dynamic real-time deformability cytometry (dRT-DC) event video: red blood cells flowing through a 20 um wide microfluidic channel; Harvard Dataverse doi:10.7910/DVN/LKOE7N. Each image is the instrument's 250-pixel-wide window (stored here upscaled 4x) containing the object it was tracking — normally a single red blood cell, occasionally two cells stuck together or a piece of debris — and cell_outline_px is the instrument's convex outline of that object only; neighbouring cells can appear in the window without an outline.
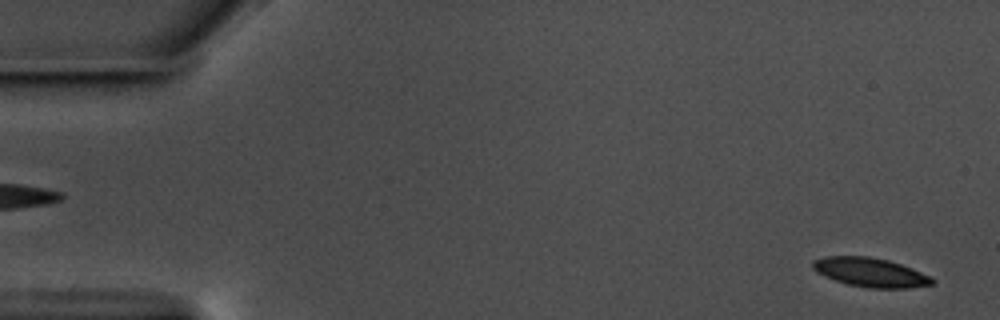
{"species": "common noctule bat (a hibernating species)", "species_latin": "Nyctalus noctula", "temperature_condition": "warm", "stored_images_in_passage": 57, "camera_frame_rate_fps": 3000, "um_per_image_px": 0.085, "animal": {"sex": "male", "body_mass_g": 17.5, "forearm_length_mm": 52.3}, "frame": {"image": 1, "passage_image": 2, "time_ms": 0.333, "image_size_px": [1000, 320], "cell_outline_px": [[936, 284], [908, 288], [868, 288], [848, 284], [824, 276], [816, 272], [812, 268], [812, 260], [824, 256], [868, 256], [888, 260], [912, 268], [932, 276], [936, 280]], "centroid_in_image_um": [74.01, 23.15], "position_along_channel_um": 11.0, "area_um2": 20.46}}
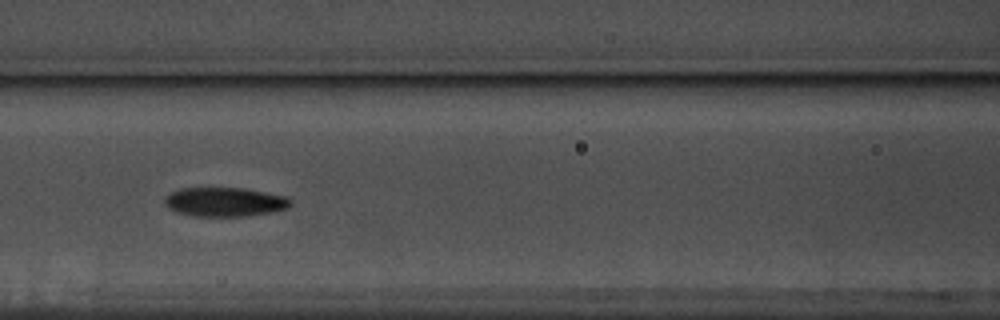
{"frame": {"image": 2, "passage_image": 25, "time_ms": 8.0, "image_size_px": [1000, 320], "cell_outline_px": [[292, 204], [288, 208], [272, 212], [248, 216], [192, 216], [176, 212], [168, 208], [164, 204], [164, 200], [172, 192], [180, 188], [244, 188], [284, 196], [292, 200]], "centroid_in_image_um": [19.11, 17.17], "position_along_channel_um": 147.5, "area_um2": 21.39}}
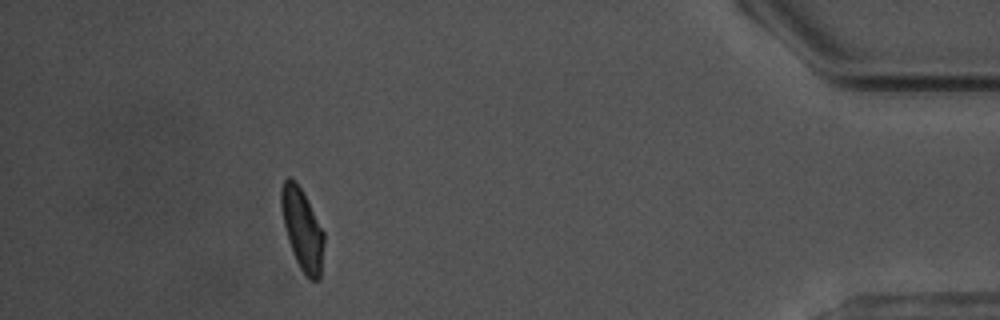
{"frame": {"image": 3, "passage_image": 52, "time_ms": 17.0, "image_size_px": [1000, 320], "cell_outline_px": [[324, 244], [320, 280], [312, 280], [300, 268], [292, 252], [288, 240], [284, 224], [280, 204], [280, 192], [284, 180], [288, 176], [300, 188], [324, 232]], "centroid_in_image_um": [25.69, 19.51], "position_along_channel_um": 409.5, "area_um2": 19.83}, "authors_computed_cell_mechanics": {"area_um2": 21.0392, "velocity_mm_per_s": 3.5445, "shape_relaxation_time_tau1_ms": 4.9899, "shape_relaxation_time_tau2_ms": 5.4462, "deformation_change_tau1": 0.1306, "deformation_change_tau2": 0.112}}